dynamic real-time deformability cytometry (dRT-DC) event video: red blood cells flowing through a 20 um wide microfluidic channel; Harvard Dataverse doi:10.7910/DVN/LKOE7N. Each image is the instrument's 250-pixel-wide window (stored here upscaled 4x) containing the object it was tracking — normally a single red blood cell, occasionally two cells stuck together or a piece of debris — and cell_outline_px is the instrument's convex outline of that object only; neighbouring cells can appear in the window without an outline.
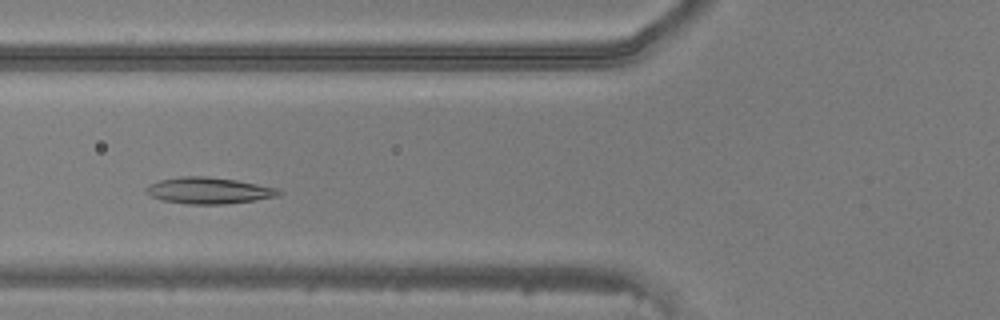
{"species": "common noctule bat (a hibernating species)", "species_latin": "Nyctalus noctula", "temperature_condition": "warm", "stored_images_in_passage": 35, "camera_frame_rate_fps": 3000, "um_per_image_px": 0.085, "animal": {"sex": "male", "body_mass_g": 20.5, "forearm_length_mm": 52.5}, "frame": {"image": 1, "passage_image": 5, "time_ms": 1.333, "image_size_px": [1000, 320], "cell_outline_px": [[284, 192], [280, 196], [256, 200], [224, 204], [188, 204], [160, 200], [144, 192], [144, 188], [148, 184], [160, 180], [180, 176], [208, 176], [236, 180], [276, 188]], "centroid_in_image_um": [17.72, 16.2], "position_along_channel_um": 108.1, "area_um2": 20.58}}
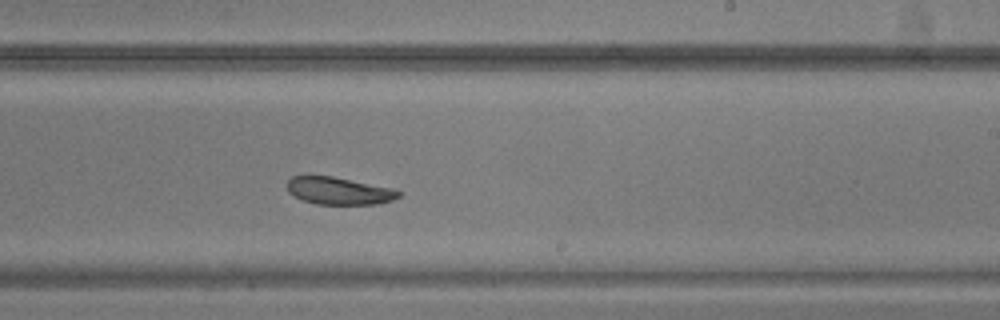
{"frame": {"image": 2, "passage_image": 16, "time_ms": 5.0, "image_size_px": [1000, 320], "cell_outline_px": [[400, 196], [392, 200], [376, 204], [316, 204], [304, 200], [288, 192], [288, 180], [292, 176], [332, 176], [392, 188], [400, 192]], "centroid_in_image_um": [28.81, 16.22], "position_along_channel_um": 260.2, "area_um2": 17.51}}
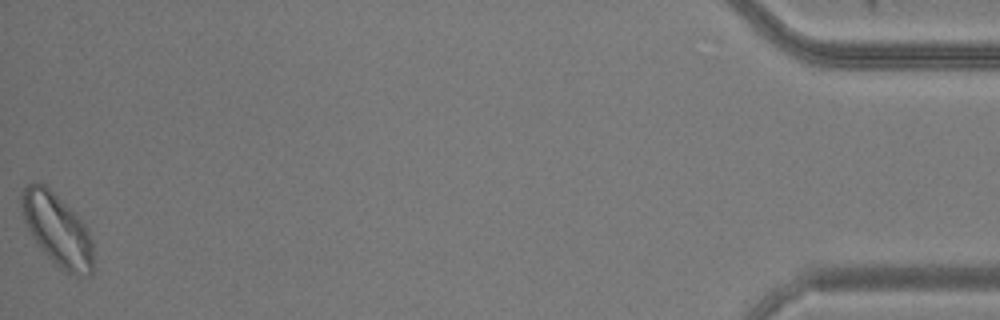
{"frame": {"image": 3, "passage_image": 35, "time_ms": 11.333, "image_size_px": [1000, 320], "cell_outline_px": [[92, 272], [88, 276], [72, 276], [64, 272], [36, 244], [24, 220], [20, 204], [20, 196], [24, 188], [28, 184], [36, 180], [44, 184], [84, 224], [92, 240]], "centroid_in_image_um": [4.84, 19.55], "position_along_channel_um": 430.4, "area_um2": 29.77}}